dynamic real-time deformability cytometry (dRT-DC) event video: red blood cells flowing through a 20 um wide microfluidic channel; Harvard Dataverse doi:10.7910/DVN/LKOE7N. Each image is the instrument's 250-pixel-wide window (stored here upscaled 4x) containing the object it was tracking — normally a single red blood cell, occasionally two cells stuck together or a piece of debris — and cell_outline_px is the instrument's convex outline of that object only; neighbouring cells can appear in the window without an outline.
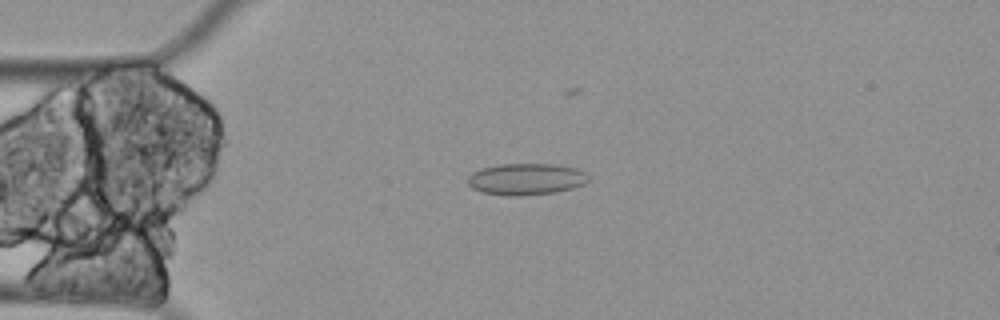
{"species": "Egyptian fruit bat (a non-hibernating species)", "species_latin": "Rousettus aegyptiacus", "temperature_condition": "cold", "stored_images_in_passage": 10, "camera_frame_rate_fps": 3000, "um_per_image_px": 0.085, "animal": {"sex": "female"}, "frame": {"image": 1, "passage_image": 6, "time_ms": 1.667, "image_size_px": [1000, 320], "cell_outline_px": [[592, 176], [584, 184], [572, 188], [556, 192], [520, 196], [512, 196], [484, 192], [472, 188], [468, 184], [468, 176], [472, 172], [484, 168], [500, 164], [552, 164], [576, 168], [588, 172]], "centroid_in_image_um": [44.78, 15.22], "position_along_channel_um": 40.2, "area_um2": 22.25}}